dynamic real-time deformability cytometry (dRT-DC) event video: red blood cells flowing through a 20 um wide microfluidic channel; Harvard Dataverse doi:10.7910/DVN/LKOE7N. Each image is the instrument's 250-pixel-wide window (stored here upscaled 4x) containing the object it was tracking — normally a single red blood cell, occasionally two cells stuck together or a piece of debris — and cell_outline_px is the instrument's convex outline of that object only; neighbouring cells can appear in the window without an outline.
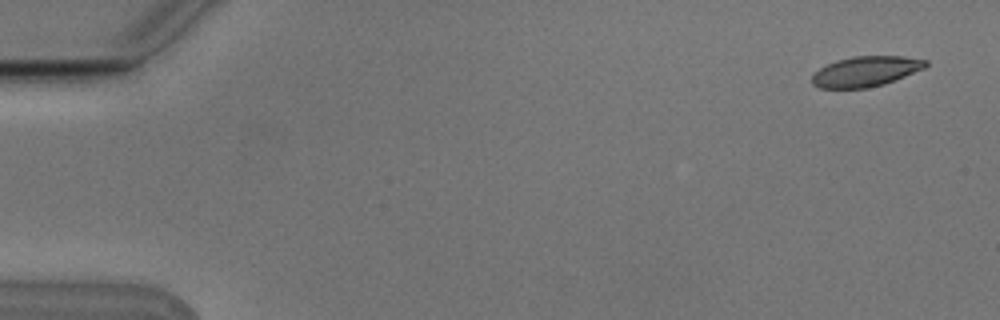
{"species": "Egyptian fruit bat (a non-hibernating species)", "species_latin": "Rousettus aegyptiacus", "temperature_condition": "cold", "stored_images_in_passage": 5, "camera_frame_rate_fps": 3000, "um_per_image_px": 0.085, "animal": {"sex": "male"}, "frame": {"image": 1, "passage_image": 1, "time_ms": 0.0, "image_size_px": [1000, 320], "cell_outline_px": [[928, 64], [924, 68], [884, 84], [864, 88], [820, 88], [812, 84], [812, 72], [836, 60], [852, 56], [904, 56], [928, 60]], "centroid_in_image_um": [73.56, 6.06], "position_along_channel_um": 11.4, "area_um2": 20.0}}
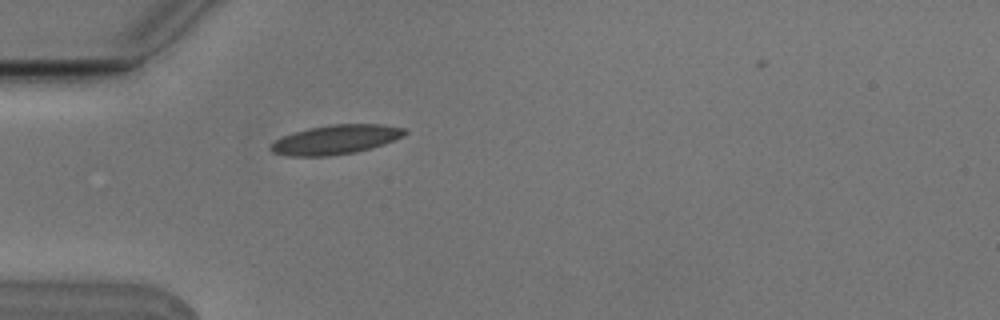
{"frame": {"image": 2, "passage_image": 5, "time_ms": 1.333, "image_size_px": [1000, 320], "cell_outline_px": [[408, 132], [404, 136], [384, 144], [372, 148], [356, 152], [328, 156], [288, 156], [272, 152], [268, 148], [276, 140], [284, 136], [308, 128], [332, 124], [380, 124], [404, 128]], "centroid_in_image_um": [28.56, 11.87], "position_along_channel_um": 56.4, "area_um2": 22.83}}